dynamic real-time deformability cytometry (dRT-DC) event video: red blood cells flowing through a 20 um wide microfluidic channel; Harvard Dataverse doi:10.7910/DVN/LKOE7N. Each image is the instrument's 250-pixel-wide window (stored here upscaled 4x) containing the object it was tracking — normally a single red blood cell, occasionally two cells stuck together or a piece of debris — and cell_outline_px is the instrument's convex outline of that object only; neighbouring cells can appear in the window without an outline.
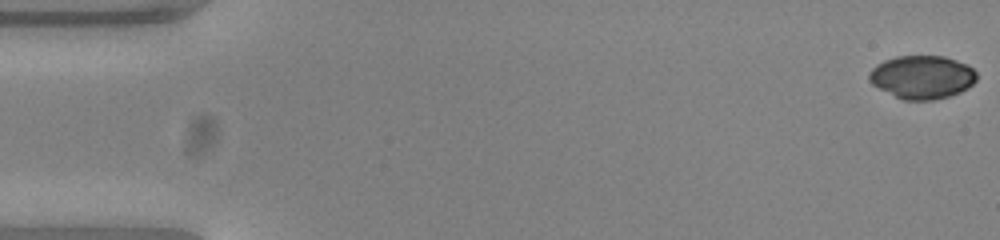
{"species": "common noctule bat (a hibernating species)", "species_latin": "Nyctalus noctula", "temperature_condition": "warm", "stored_images_in_passage": 11, "camera_frame_rate_fps": 3000, "um_per_image_px": 0.085, "animal": {"sex": "female", "body_mass_g": 23.0, "forearm_length_mm": 53.4}, "frame": {"image": 1, "passage_image": 1, "time_ms": 0.0, "image_size_px": [1000, 240], "cell_outline_px": [[976, 80], [968, 88], [960, 92], [948, 96], [932, 100], [904, 100], [872, 84], [868, 80], [868, 72], [876, 64], [884, 60], [896, 56], [944, 56], [968, 64], [976, 72]], "centroid_in_image_um": [78.37, 6.54], "position_along_channel_um": 6.6, "area_um2": 27.11}}